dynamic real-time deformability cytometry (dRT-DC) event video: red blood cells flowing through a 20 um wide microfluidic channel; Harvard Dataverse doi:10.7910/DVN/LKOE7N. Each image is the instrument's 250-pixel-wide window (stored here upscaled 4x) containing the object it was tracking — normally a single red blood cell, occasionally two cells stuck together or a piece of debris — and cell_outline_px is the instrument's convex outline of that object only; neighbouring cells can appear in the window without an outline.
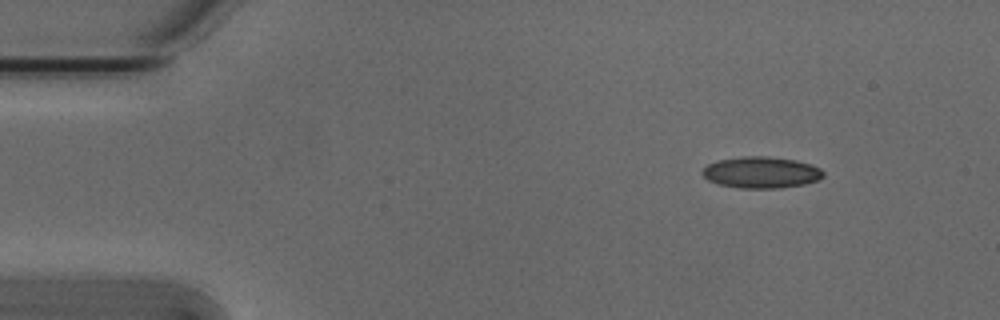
{"species": "Egyptian fruit bat (a non-hibernating species)", "species_latin": "Rousettus aegyptiacus", "temperature_condition": "cold", "stored_images_in_passage": 48, "camera_frame_rate_fps": 3000, "um_per_image_px": 0.085, "animal": {"sex": "male"}, "frame": {"image": 1, "passage_image": 1, "time_ms": 0.0, "image_size_px": [1000, 320], "cell_outline_px": [[824, 176], [816, 180], [804, 184], [780, 188], [740, 188], [716, 184], [708, 180], [700, 172], [708, 164], [720, 160], [740, 156], [764, 156], [796, 160], [812, 164], [820, 168], [824, 172]], "centroid_in_image_um": [64.69, 14.65], "position_along_channel_um": 20.3, "area_um2": 22.2}}
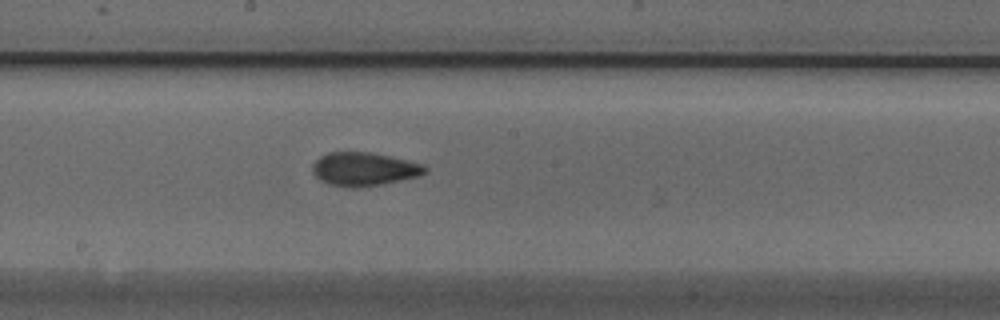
{"frame": {"image": 2, "passage_image": 23, "time_ms": 7.333, "image_size_px": [1000, 320], "cell_outline_px": [[428, 172], [420, 176], [380, 184], [352, 188], [328, 184], [320, 180], [312, 172], [312, 164], [320, 156], [328, 152], [372, 152], [424, 164], [428, 168]], "centroid_in_image_um": [30.95, 14.36], "position_along_channel_um": 217.3, "area_um2": 22.02}}
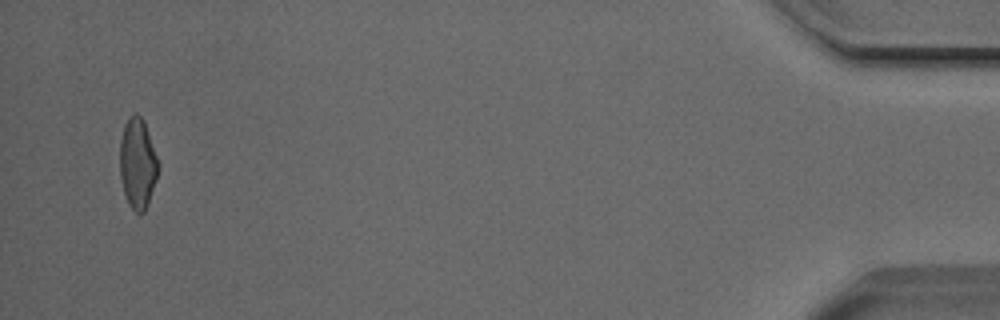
{"frame": {"image": 3, "passage_image": 46, "time_ms": 15.0, "image_size_px": [1000, 320], "cell_outline_px": [[160, 164], [156, 180], [148, 204], [144, 212], [136, 212], [128, 204], [124, 192], [120, 176], [120, 140], [124, 124], [128, 116], [136, 112], [144, 120]], "centroid_in_image_um": [11.7, 13.85], "position_along_channel_um": 423.5, "area_um2": 20.4}, "authors_computed_cell_mechanics": {"area_um2": 21.0103, "velocity_mm_per_s": 3.8367, "shape_relaxation_time_tau1_ms": 7.0088, "shape_relaxation_time_tau2_ms": 1.8085, "deformation_change_tau1": 0.1369, "deformation_change_tau2": 0.083}}